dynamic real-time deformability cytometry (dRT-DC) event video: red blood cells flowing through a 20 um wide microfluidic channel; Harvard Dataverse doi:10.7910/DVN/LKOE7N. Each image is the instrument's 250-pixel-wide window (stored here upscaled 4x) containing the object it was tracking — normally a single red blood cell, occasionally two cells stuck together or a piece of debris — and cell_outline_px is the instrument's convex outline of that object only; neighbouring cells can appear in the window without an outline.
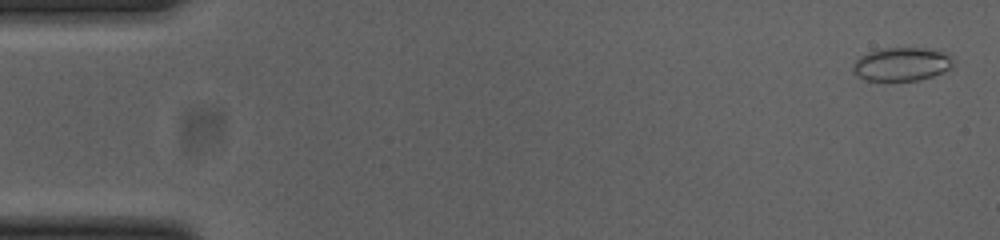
{"species": "common noctule bat (a hibernating species)", "species_latin": "Nyctalus noctula", "temperature_condition": "cold", "stored_images_in_passage": 54, "camera_frame_rate_fps": 3000, "um_per_image_px": 0.085, "animal": {"sex": "female", "body_mass_g": 23.0, "forearm_length_mm": 53.4}, "frame": {"image": 1, "passage_image": 2, "time_ms": 0.333, "image_size_px": [1000, 240], "cell_outline_px": [[956, 64], [932, 76], [920, 80], [868, 80], [856, 76], [852, 72], [852, 64], [860, 56], [868, 52], [884, 48], [932, 48], [944, 52], [952, 56], [956, 60]], "centroid_in_image_um": [76.66, 5.44], "position_along_channel_um": 8.3, "area_um2": 19.71}}
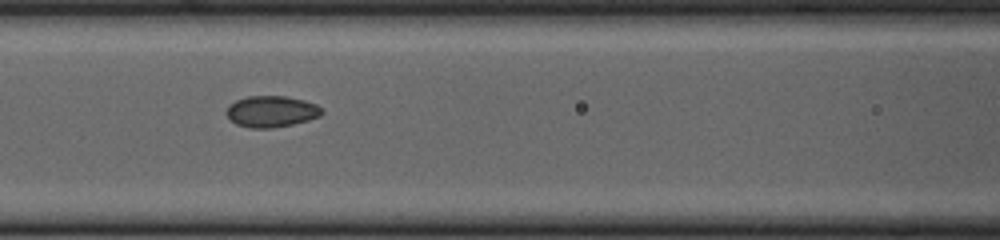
{"frame": {"image": 2, "passage_image": 23, "time_ms": 7.333, "image_size_px": [1000, 240], "cell_outline_px": [[324, 112], [320, 116], [308, 120], [292, 124], [272, 128], [252, 128], [236, 124], [228, 116], [228, 104], [236, 100], [248, 96], [288, 96], [304, 100], [316, 104]], "centroid_in_image_um": [23.09, 9.47], "position_along_channel_um": 143.5, "area_um2": 17.28}}
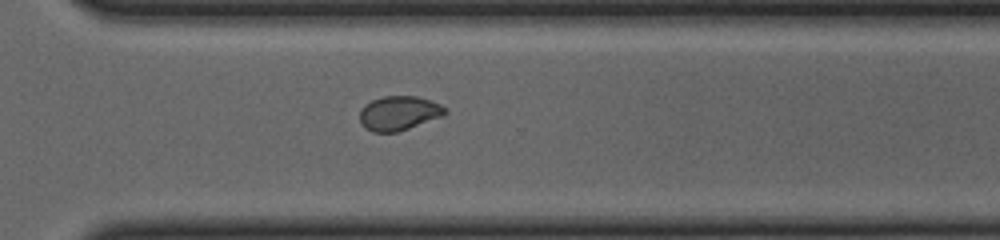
{"frame": {"image": 3, "passage_image": 38, "time_ms": 12.333, "image_size_px": [1000, 240], "cell_outline_px": [[448, 112], [444, 116], [396, 132], [372, 132], [360, 120], [360, 112], [364, 104], [372, 100], [384, 96], [416, 96], [440, 104]], "centroid_in_image_um": [33.92, 9.61], "position_along_channel_um": 336.7, "area_um2": 16.82}}